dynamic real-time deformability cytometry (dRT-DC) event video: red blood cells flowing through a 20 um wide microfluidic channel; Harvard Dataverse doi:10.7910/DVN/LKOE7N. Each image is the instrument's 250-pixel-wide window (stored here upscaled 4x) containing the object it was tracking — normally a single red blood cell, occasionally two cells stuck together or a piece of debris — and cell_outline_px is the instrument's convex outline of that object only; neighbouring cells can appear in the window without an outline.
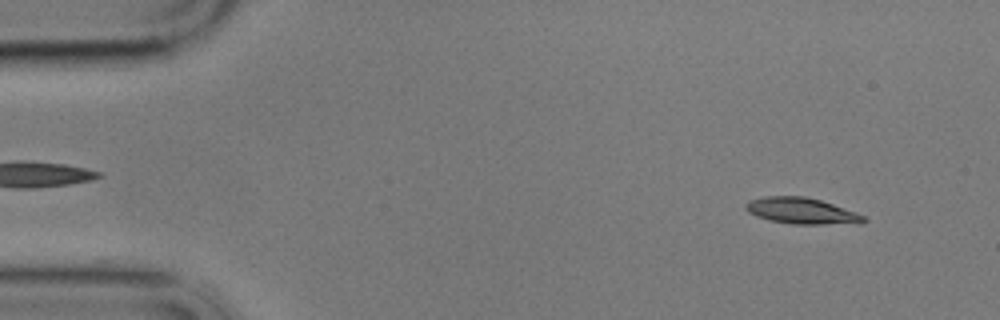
{"species": "common noctule bat (a hibernating species)", "species_latin": "Nyctalus noctula", "temperature_condition": "cold", "stored_images_in_passage": 58, "camera_frame_rate_fps": 3000, "um_per_image_px": 0.085, "animal": {"sex": "male", "body_mass_g": 17.9}, "frame": {"image": 1, "passage_image": 5, "time_ms": 1.333, "image_size_px": [1000, 320], "cell_outline_px": [[868, 220], [860, 224], [792, 224], [768, 220], [756, 216], [748, 212], [744, 208], [744, 204], [748, 200], [764, 196], [804, 196], [820, 200], [856, 212], [864, 216]], "centroid_in_image_um": [68.12, 17.93], "position_along_channel_um": 16.9, "area_um2": 18.21}}
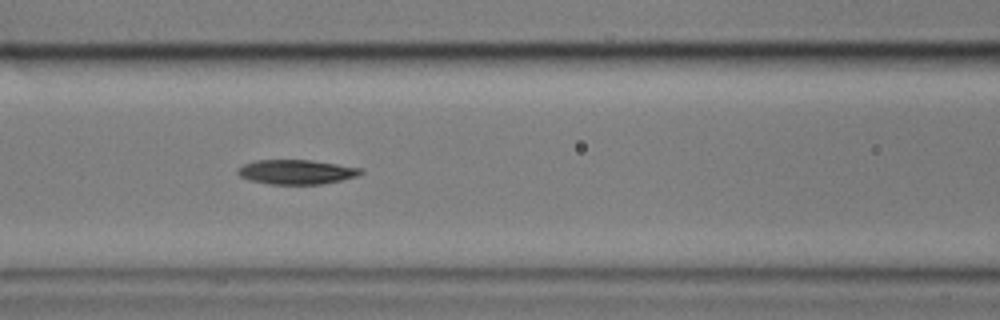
{"frame": {"image": 2, "passage_image": 24, "time_ms": 7.667, "image_size_px": [1000, 320], "cell_outline_px": [[364, 172], [356, 176], [340, 180], [320, 184], [268, 184], [248, 180], [240, 176], [236, 172], [236, 168], [244, 164], [256, 160], [312, 160], [364, 168]], "centroid_in_image_um": [25.17, 14.61], "position_along_channel_um": 141.4, "area_um2": 17.69}}
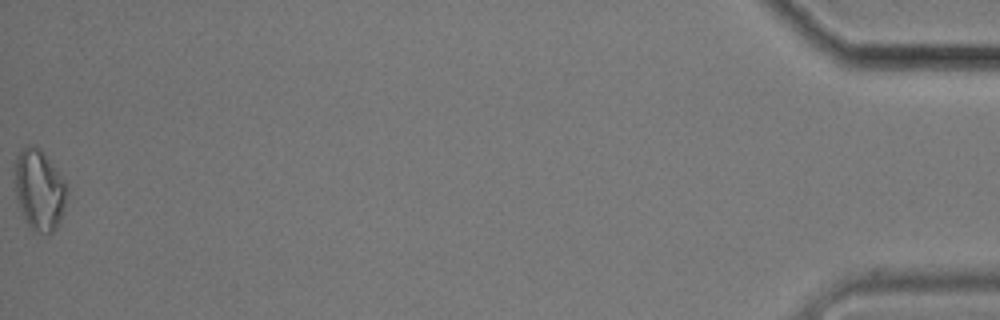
{"frame": {"image": 3, "passage_image": 58, "time_ms": 19.0, "image_size_px": [1000, 320], "cell_outline_px": [[68, 192], [64, 208], [60, 220], [56, 228], [52, 232], [40, 232], [32, 228], [28, 224], [20, 208], [16, 196], [12, 168], [12, 164], [20, 148], [28, 144], [32, 144], [40, 148], [56, 168], [64, 180], [68, 188]], "centroid_in_image_um": [3.31, 16.05], "position_along_channel_um": 431.9, "area_um2": 24.91}}